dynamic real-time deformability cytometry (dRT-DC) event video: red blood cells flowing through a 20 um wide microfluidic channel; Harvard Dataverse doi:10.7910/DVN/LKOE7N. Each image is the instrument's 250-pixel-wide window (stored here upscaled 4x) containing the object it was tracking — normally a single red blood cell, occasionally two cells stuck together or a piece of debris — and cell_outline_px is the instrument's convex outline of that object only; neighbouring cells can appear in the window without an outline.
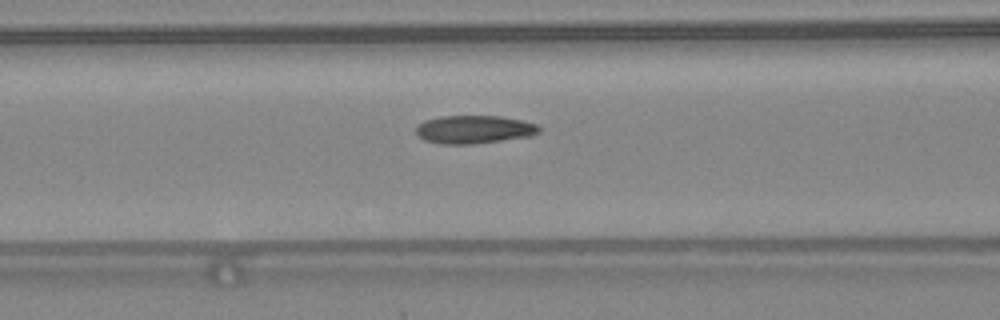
{"species": "common noctule bat (a hibernating species)", "species_latin": "Nyctalus noctula", "temperature_condition": "warm", "stored_images_in_passage": 26, "camera_frame_rate_fps": 3000, "um_per_image_px": 0.085, "animal": {"sex": "female", "body_mass_g": 24.6, "forearm_length_mm": 56.2}, "frame": {"image": 1, "passage_image": 8, "time_ms": 2.333, "image_size_px": [1000, 320], "cell_outline_px": [[540, 132], [532, 136], [476, 144], [440, 144], [424, 140], [416, 132], [416, 128], [424, 120], [440, 116], [500, 116], [524, 120], [536, 124], [540, 128]], "centroid_in_image_um": [40.33, 11.0], "position_along_channel_um": 126.3, "area_um2": 20.35}, "authors_computed_cell_mechanics": {"area_um2": 20.0566, "velocity_mm_per_s": 4.3849, "shape_relaxation_time_tau1_ms": 7.9911, "shape_relaxation_time_tau2_ms": 2.0787, "deformation_change_tau1": 0.2216, "deformation_change_tau2": 0.0817}}